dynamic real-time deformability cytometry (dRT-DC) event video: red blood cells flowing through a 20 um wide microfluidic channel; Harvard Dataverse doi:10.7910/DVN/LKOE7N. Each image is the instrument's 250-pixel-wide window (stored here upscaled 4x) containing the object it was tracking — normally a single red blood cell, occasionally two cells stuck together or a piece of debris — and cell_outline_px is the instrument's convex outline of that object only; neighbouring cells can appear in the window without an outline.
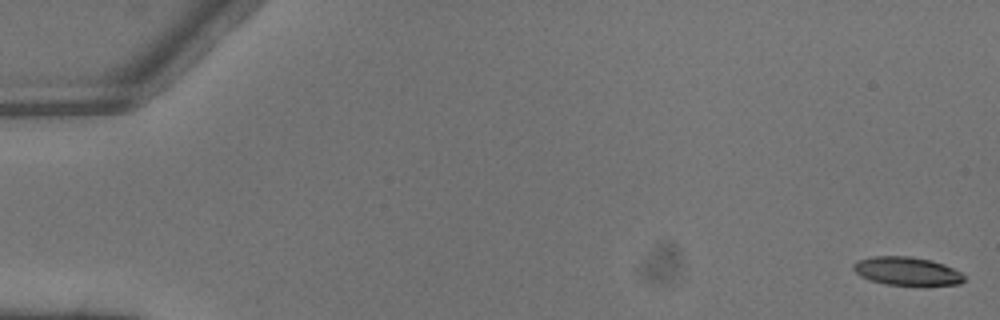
{"species": "common noctule bat (a hibernating species)", "species_latin": "Nyctalus noctula", "temperature_condition": "warm", "stored_images_in_passage": 6, "segment_of_instrument_passage": [2, 2], "camera_frame_rate_fps": 3000, "um_per_image_px": 0.085, "animal": {"sex": "male", "body_mass_g": 13.3}, "frame": {"image": 1, "passage_image": 6, "time_ms": 1.667, "image_size_px": [1000, 320], "cell_outline_px": [[964, 280], [960, 284], [924, 288], [884, 284], [868, 280], [860, 276], [852, 268], [852, 264], [856, 260], [872, 256], [908, 256], [932, 260], [944, 264], [960, 272], [964, 276]], "centroid_in_image_um": [77.1, 23.09], "position_along_channel_um": 7.9, "area_um2": 19.25}}